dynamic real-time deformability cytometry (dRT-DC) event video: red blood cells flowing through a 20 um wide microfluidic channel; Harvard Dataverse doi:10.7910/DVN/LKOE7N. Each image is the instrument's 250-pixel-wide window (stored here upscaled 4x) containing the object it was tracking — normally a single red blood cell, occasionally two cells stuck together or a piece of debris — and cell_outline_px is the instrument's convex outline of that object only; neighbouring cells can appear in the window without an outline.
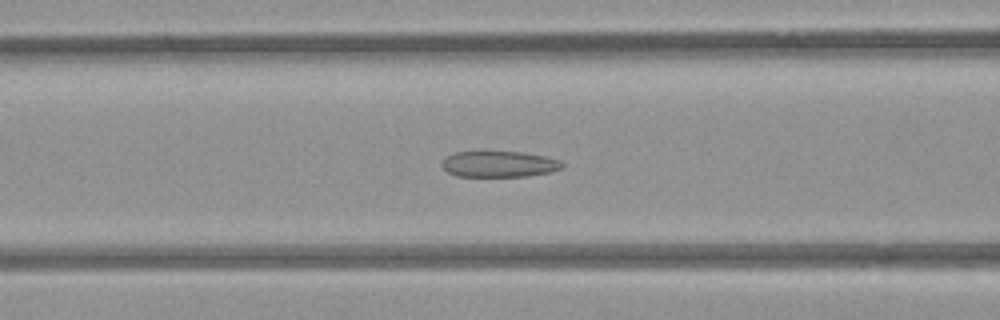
{"species": "common noctule bat (a hibernating species)", "species_latin": "Nyctalus noctula", "temperature_condition": "room temperature", "stored_images_in_passage": 45, "camera_frame_rate_fps": 3000, "um_per_image_px": 0.085, "animal": {"sex": "female", "body_mass_g": 21.9}, "frame": {"image": 1, "passage_image": 13, "time_ms": 4.0, "image_size_px": [1000, 320], "cell_outline_px": [[564, 164], [560, 168], [548, 172], [528, 176], [456, 176], [448, 172], [440, 164], [452, 152], [524, 152], [544, 156], [560, 160]], "centroid_in_image_um": [42.41, 13.94], "position_along_channel_um": 124.2, "area_um2": 18.03}}
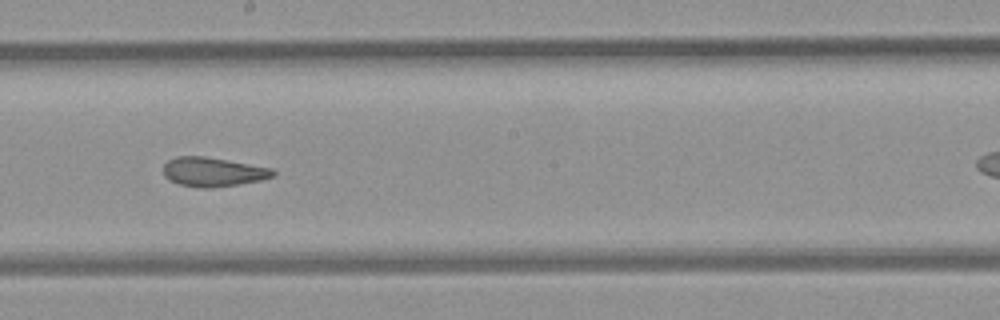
{"frame": {"image": 2, "passage_image": 21, "time_ms": 6.667, "image_size_px": [1000, 320], "cell_outline_px": [[276, 176], [260, 180], [240, 184], [208, 188], [200, 188], [180, 184], [168, 180], [164, 176], [164, 164], [168, 160], [176, 156], [204, 156], [228, 160], [272, 168], [276, 172]], "centroid_in_image_um": [18.11, 14.61], "position_along_channel_um": 230.1, "area_um2": 18.73}}
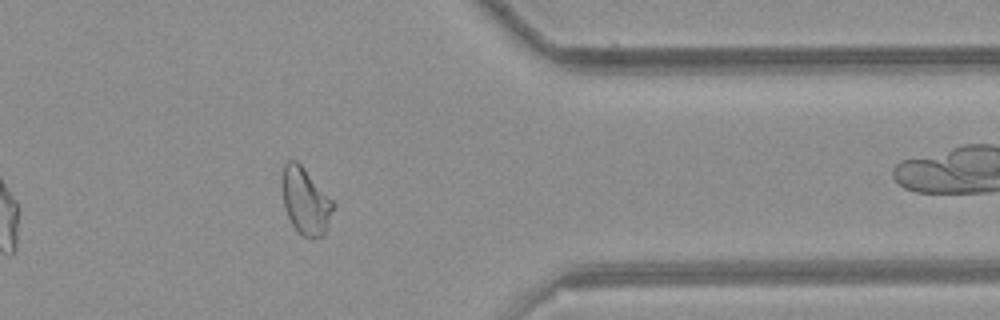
{"frame": {"image": 3, "passage_image": 34, "time_ms": 11.0, "image_size_px": [1000, 320], "cell_outline_px": [[336, 204], [324, 236], [312, 240], [304, 236], [292, 224], [284, 208], [284, 164], [288, 160], [296, 160], [304, 168]], "centroid_in_image_um": [26.02, 17.14], "position_along_channel_um": 385.4, "area_um2": 19.48}, "authors_computed_cell_mechanics": {"area_um2": 19.8832, "velocity_mm_per_s": 3.9645, "shape_relaxation_time_tau1_ms": null, "shape_relaxation_time_tau2_ms": 1.8488, "deformation_change_tau1": null, "deformation_change_tau2": 0.0816}}